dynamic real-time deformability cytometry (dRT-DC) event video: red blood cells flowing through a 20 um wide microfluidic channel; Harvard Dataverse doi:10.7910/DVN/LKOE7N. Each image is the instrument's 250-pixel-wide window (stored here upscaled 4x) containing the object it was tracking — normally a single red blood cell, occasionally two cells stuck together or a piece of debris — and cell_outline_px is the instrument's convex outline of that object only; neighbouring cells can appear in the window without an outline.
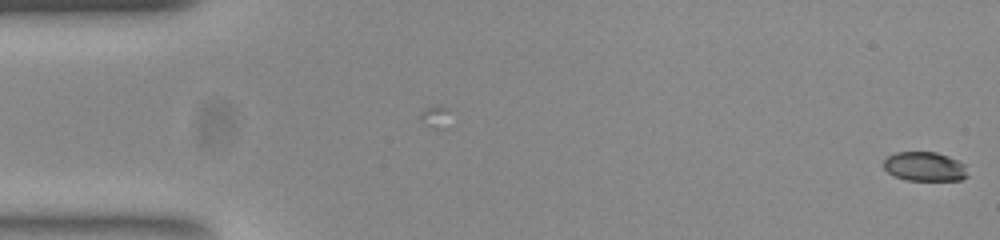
{"species": "common noctule bat (a hibernating species)", "species_latin": "Nyctalus noctula", "temperature_condition": "room temperature", "stored_images_in_passage": 5, "camera_frame_rate_fps": 3000, "um_per_image_px": 0.085, "animal": {"sex": "female", "body_mass_g": 23.0, "forearm_length_mm": 53.4}, "frame": {"image": 1, "passage_image": 5, "time_ms": 1.333, "image_size_px": [1000, 240], "cell_outline_px": [[968, 176], [960, 180], [908, 180], [896, 176], [888, 172], [884, 168], [884, 160], [888, 156], [896, 152], [936, 152], [948, 156], [964, 164]], "centroid_in_image_um": [78.6, 14.15], "position_along_channel_um": 6.4, "area_um2": 14.16}}